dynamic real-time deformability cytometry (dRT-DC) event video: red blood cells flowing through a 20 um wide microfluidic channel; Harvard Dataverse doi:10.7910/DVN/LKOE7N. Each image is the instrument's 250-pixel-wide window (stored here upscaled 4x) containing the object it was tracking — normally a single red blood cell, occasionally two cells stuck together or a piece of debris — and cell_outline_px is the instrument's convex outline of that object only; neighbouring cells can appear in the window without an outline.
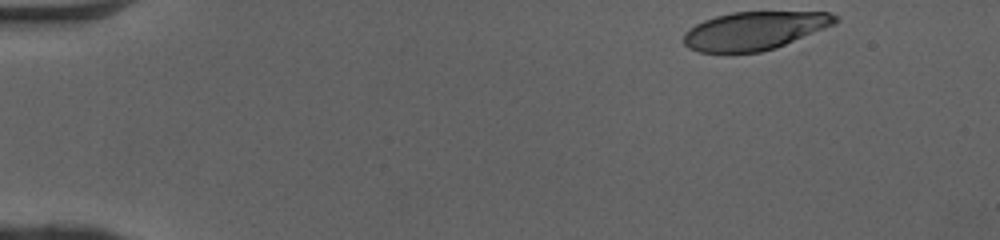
{"species": "human", "species_latin": "Homo sapiens", "temperature_condition": "cold", "stored_images_in_passage": 40, "camera_frame_rate_fps": 3000, "um_per_image_px": 0.085, "donor": {"sex": "female"}, "frame": {"image": 1, "passage_image": 1, "time_ms": 0.0, "image_size_px": [1000, 240], "cell_outline_px": [[840, 20], [836, 24], [776, 48], [760, 52], [700, 52], [688, 48], [684, 44], [684, 32], [688, 28], [704, 20], [716, 16], [732, 12], [828, 12], [836, 16]], "centroid_in_image_um": [64.14, 2.61], "position_along_channel_um": 20.9, "area_um2": 33.76}}
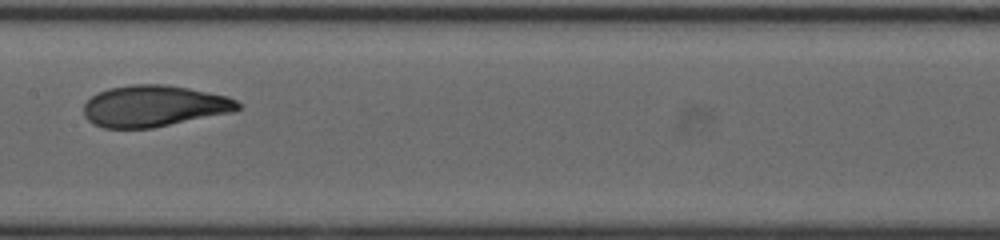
{"frame": {"image": 2, "passage_image": 22, "time_ms": 7.0, "image_size_px": [1000, 240], "cell_outline_px": [[240, 108], [236, 112], [152, 128], [104, 128], [92, 124], [84, 116], [84, 104], [96, 92], [108, 88], [132, 84], [164, 84], [188, 88], [228, 96], [236, 100], [240, 104]], "centroid_in_image_um": [13.1, 9.01], "position_along_channel_um": 194.3, "area_um2": 37.51}}
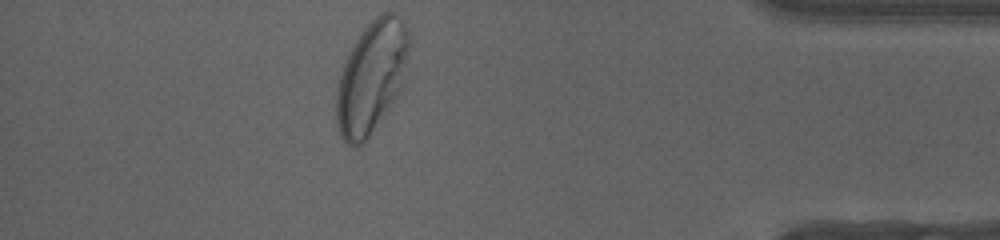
{"frame": {"image": 3, "passage_image": 40, "time_ms": 13.0, "image_size_px": [1000, 240], "cell_outline_px": [[408, 48], [404, 84], [400, 92], [364, 144], [352, 148], [344, 140], [340, 132], [336, 120], [336, 88], [340, 72], [356, 40], [364, 28], [376, 16], [384, 12], [396, 12], [404, 20], [408, 28]], "centroid_in_image_um": [31.59, 6.57], "position_along_channel_um": 403.6, "area_um2": 47.57}, "authors_computed_cell_mechanics": {"area_um2": 36.8764, "velocity_mm_per_s": 4.0717, "shape_relaxation_time_tau1_ms": 4.8638, "shape_relaxation_time_tau2_ms": 0.7697, "deformation_change_tau1": 0.2425, "deformation_change_tau2": 0.068}}